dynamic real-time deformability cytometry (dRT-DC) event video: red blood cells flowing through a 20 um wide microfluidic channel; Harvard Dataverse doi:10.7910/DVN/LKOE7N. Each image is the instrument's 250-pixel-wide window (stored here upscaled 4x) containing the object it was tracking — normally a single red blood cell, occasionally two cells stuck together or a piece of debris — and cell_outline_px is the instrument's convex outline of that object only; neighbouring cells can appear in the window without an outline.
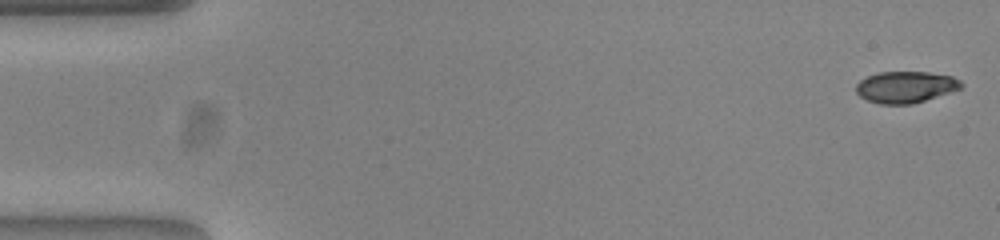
{"species": "common noctule bat (a hibernating species)", "species_latin": "Nyctalus noctula", "temperature_condition": "warm", "stored_images_in_passage": 9, "camera_frame_rate_fps": 3000, "um_per_image_px": 0.085, "animal": {"sex": "female", "body_mass_g": 23.0, "forearm_length_mm": 53.4}, "frame": {"image": 1, "passage_image": 1, "time_ms": 0.0, "image_size_px": [1000, 240], "cell_outline_px": [[964, 84], [960, 88], [912, 104], [880, 104], [868, 100], [860, 96], [856, 92], [856, 84], [860, 80], [868, 76], [880, 72], [928, 72], [952, 76], [960, 80]], "centroid_in_image_um": [76.95, 7.39], "position_along_channel_um": 8.0, "area_um2": 19.07}}